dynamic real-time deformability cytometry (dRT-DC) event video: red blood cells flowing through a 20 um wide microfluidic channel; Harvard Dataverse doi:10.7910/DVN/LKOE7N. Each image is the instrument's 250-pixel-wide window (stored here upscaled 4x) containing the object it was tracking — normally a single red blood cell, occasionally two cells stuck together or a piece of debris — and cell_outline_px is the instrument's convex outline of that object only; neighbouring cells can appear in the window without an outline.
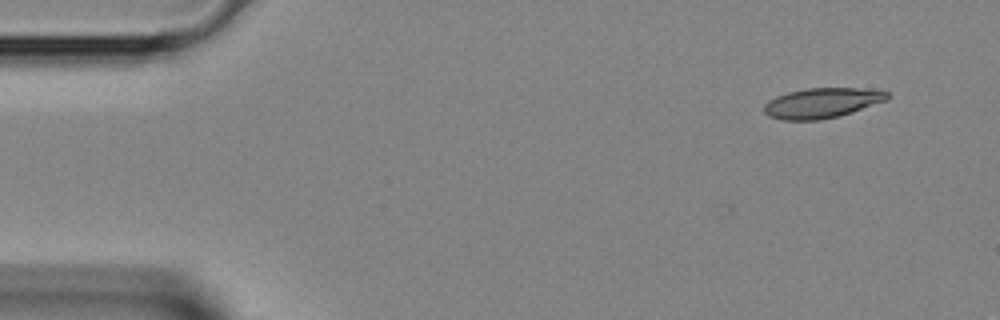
{"species": "Egyptian fruit bat (a non-hibernating species)", "species_latin": "Rousettus aegyptiacus", "temperature_condition": "room temperature", "stored_images_in_passage": 2, "camera_frame_rate_fps": 3000, "um_per_image_px": 0.085, "animal": {"sex": "female"}, "frame": {"image": 1, "passage_image": 1, "time_ms": 0.0, "image_size_px": [1000, 320], "cell_outline_px": [[888, 100], [840, 116], [820, 120], [784, 120], [768, 116], [764, 112], [764, 104], [768, 100], [776, 96], [788, 92], [808, 88], [860, 88], [888, 92]], "centroid_in_image_um": [69.84, 8.76], "position_along_channel_um": 15.2, "area_um2": 21.62}}